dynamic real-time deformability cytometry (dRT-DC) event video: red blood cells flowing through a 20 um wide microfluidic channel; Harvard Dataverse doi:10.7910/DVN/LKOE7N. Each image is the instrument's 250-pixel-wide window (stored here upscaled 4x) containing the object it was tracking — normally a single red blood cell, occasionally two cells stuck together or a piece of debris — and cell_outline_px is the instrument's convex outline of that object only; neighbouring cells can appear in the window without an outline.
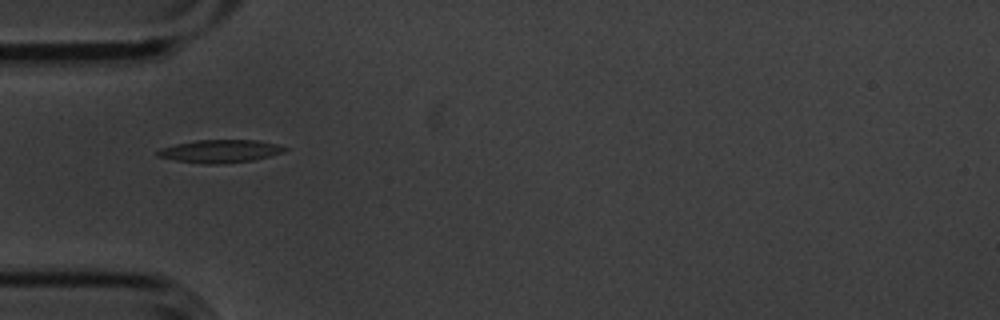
{"species": "common noctule bat (a hibernating species)", "species_latin": "Nyctalus noctula", "temperature_condition": "cold", "stored_images_in_passage": 8, "camera_frame_rate_fps": 3000, "um_per_image_px": 0.085, "animal": {"sex": "male", "body_mass_g": 20.1, "forearm_length_mm": 53.5}, "frame": {"image": 1, "passage_image": 2, "time_ms": 0.333, "image_size_px": [1000, 320], "cell_outline_px": [[288, 148], [284, 152], [252, 160], [216, 164], [204, 164], [176, 160], [156, 156], [156, 152], [160, 148], [176, 144], [196, 140], [256, 140], [276, 144]], "centroid_in_image_um": [18.68, 12.84], "position_along_channel_um": 66.3, "area_um2": 16.76}}
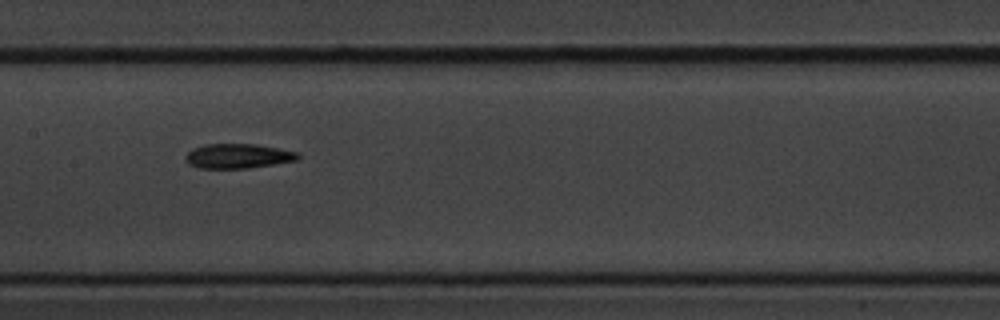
{"frame": {"image": 2, "passage_image": 5, "time_ms": 1.333, "image_size_px": [1000, 320], "cell_outline_px": [[300, 156], [296, 160], [248, 168], [200, 168], [188, 164], [184, 160], [184, 156], [192, 148], [204, 144], [256, 144], [280, 148], [300, 152]], "centroid_in_image_um": [20.2, 13.25], "position_along_channel_um": 187.2, "area_um2": 16.24}}
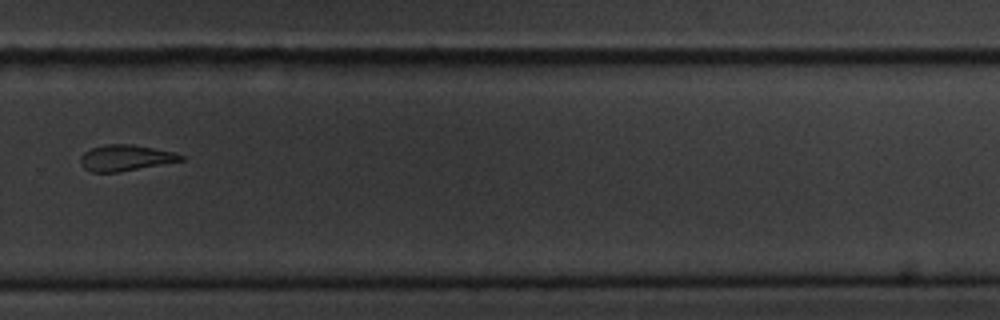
{"frame": {"image": 3, "passage_image": 8, "time_ms": 2.333, "image_size_px": [1000, 320], "cell_outline_px": [[184, 160], [120, 172], [92, 172], [84, 168], [80, 164], [80, 156], [84, 152], [92, 148], [104, 144], [132, 144], [176, 152], [184, 156]], "centroid_in_image_um": [10.66, 13.41], "position_along_channel_um": 319.1, "area_um2": 15.32}}